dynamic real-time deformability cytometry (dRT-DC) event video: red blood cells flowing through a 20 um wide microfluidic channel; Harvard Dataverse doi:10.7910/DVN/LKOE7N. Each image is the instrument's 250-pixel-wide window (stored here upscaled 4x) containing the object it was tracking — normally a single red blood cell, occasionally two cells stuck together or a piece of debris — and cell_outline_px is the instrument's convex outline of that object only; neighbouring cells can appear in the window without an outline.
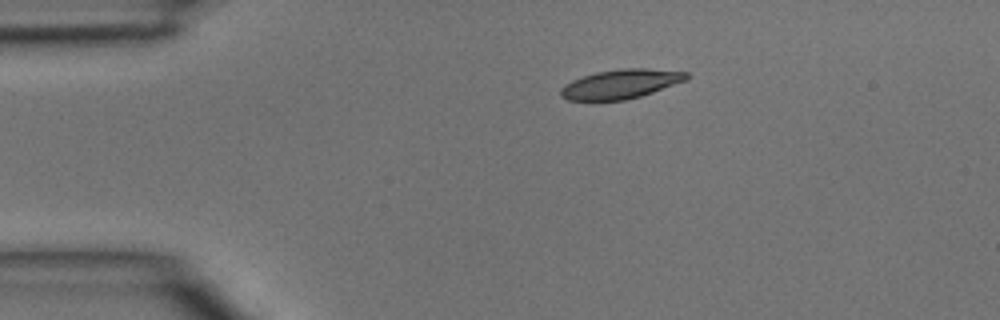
{"species": "common noctule bat (a hibernating species)", "species_latin": "Nyctalus noctula", "temperature_condition": "room temperature", "stored_images_in_passage": 2, "camera_frame_rate_fps": 3000, "um_per_image_px": 0.085, "animal": {"sex": "male", "body_mass_g": 15.6}, "frame": {"image": 1, "passage_image": 1, "time_ms": 0.0, "image_size_px": [1000, 320], "cell_outline_px": [[688, 80], [640, 96], [624, 100], [568, 100], [560, 96], [560, 88], [564, 84], [572, 80], [596, 72], [624, 68], [644, 68], [688, 72]], "centroid_in_image_um": [52.75, 7.14], "position_along_channel_um": 32.2, "area_um2": 21.33}}